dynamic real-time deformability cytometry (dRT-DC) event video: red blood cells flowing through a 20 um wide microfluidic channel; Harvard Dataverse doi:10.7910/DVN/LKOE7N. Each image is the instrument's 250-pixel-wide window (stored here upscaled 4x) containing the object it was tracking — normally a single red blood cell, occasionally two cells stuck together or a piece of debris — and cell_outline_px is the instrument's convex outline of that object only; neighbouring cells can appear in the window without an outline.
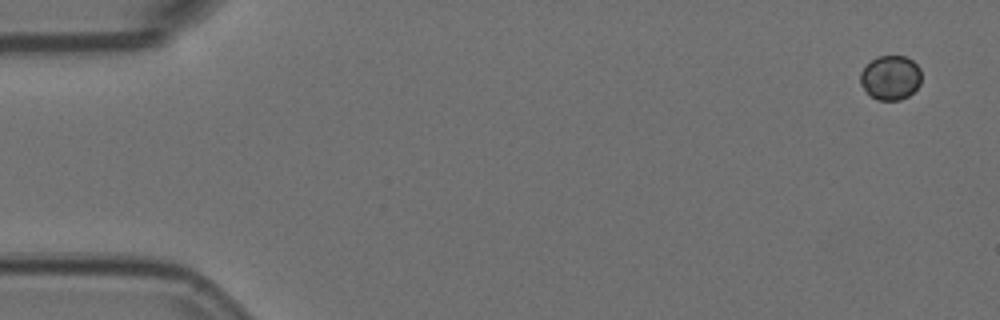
{"species": "Egyptian fruit bat (a non-hibernating species)", "species_latin": "Rousettus aegyptiacus", "temperature_condition": "room temperature", "stored_images_in_passage": 11, "camera_frame_rate_fps": 3000, "um_per_image_px": 0.085, "animal": {"sex": "female"}, "frame": {"image": 1, "passage_image": 1, "time_ms": 0.0, "image_size_px": [1000, 320], "cell_outline_px": [[920, 84], [908, 96], [900, 100], [876, 100], [860, 84], [860, 72], [872, 60], [880, 56], [904, 56], [912, 60], [920, 68]], "centroid_in_image_um": [75.69, 6.6], "position_along_channel_um": 9.3, "area_um2": 15.61}}
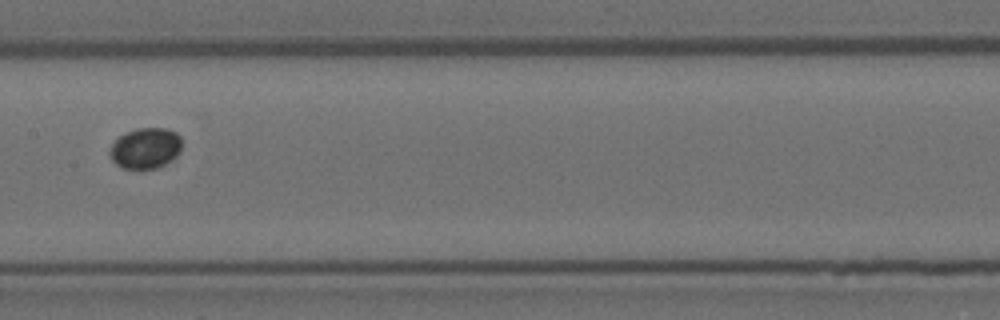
{"frame": {"image": 2, "passage_image": 7, "time_ms": 2.0, "image_size_px": [1000, 320], "cell_outline_px": [[180, 152], [176, 156], [164, 164], [156, 168], [120, 168], [112, 160], [108, 152], [112, 144], [120, 136], [136, 128], [168, 128], [176, 132], [180, 136]], "centroid_in_image_um": [12.35, 12.59], "position_along_channel_um": 195.0, "area_um2": 16.99}}
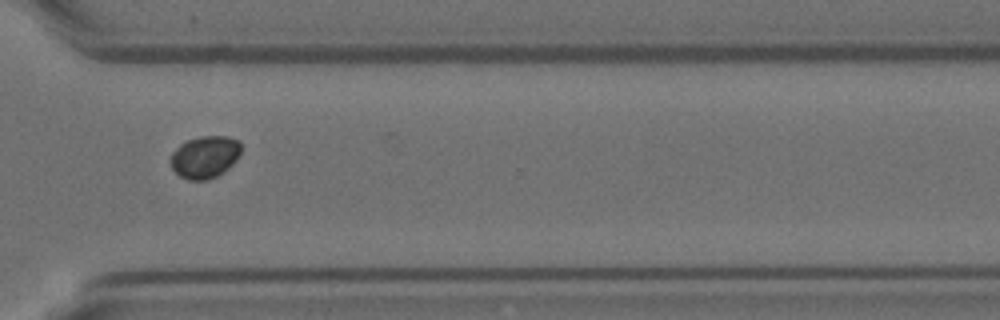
{"frame": {"image": 3, "passage_image": 11, "time_ms": 3.333, "image_size_px": [1000, 320], "cell_outline_px": [[240, 152], [236, 160], [224, 172], [208, 180], [188, 180], [180, 176], [172, 168], [172, 152], [180, 144], [188, 140], [200, 136], [228, 136], [240, 140]], "centroid_in_image_um": [17.43, 13.33], "position_along_channel_um": 353.2, "area_um2": 17.28}}